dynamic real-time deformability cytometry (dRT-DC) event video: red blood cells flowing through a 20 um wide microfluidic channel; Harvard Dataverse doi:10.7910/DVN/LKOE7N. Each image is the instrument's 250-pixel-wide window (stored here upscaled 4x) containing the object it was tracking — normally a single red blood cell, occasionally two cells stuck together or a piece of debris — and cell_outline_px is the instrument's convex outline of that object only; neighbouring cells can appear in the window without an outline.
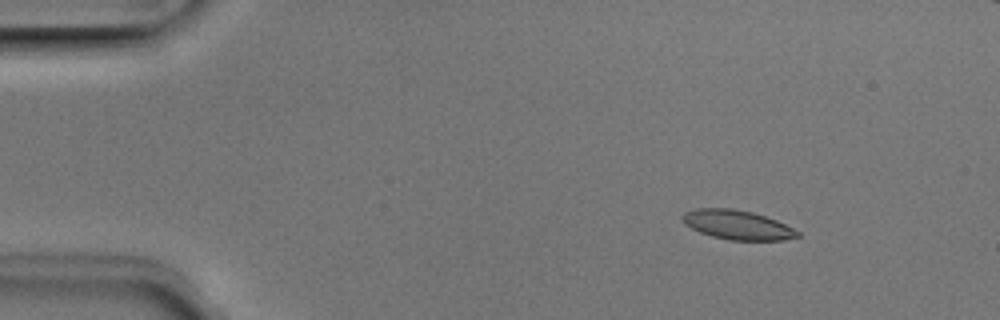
{"species": "Egyptian fruit bat (a non-hibernating species)", "species_latin": "Rousettus aegyptiacus", "temperature_condition": "room temperature", "stored_images_in_passage": 5, "camera_frame_rate_fps": 3000, "um_per_image_px": 0.085, "animal": {"sex": "male"}, "frame": {"image": 1, "passage_image": 2, "time_ms": 0.333, "image_size_px": [1000, 320], "cell_outline_px": [[800, 236], [784, 240], [728, 240], [712, 236], [700, 232], [684, 224], [680, 220], [680, 216], [684, 212], [696, 208], [732, 208], [752, 212], [776, 220], [800, 232]], "centroid_in_image_um": [62.62, 19.11], "position_along_channel_um": 22.4, "area_um2": 19.71}}
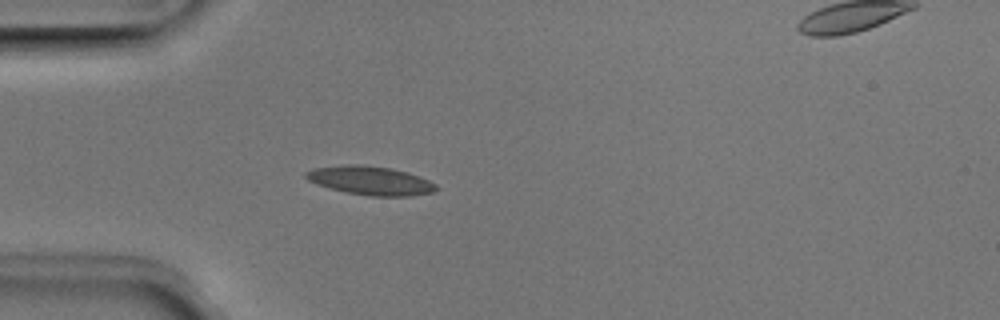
{"frame": {"image": 2, "passage_image": 4, "time_ms": 1.0, "image_size_px": [1000, 320], "cell_outline_px": [[436, 188], [432, 192], [412, 196], [368, 196], [344, 192], [328, 188], [316, 184], [308, 180], [304, 176], [304, 172], [316, 168], [344, 164], [364, 164], [392, 168], [408, 172], [428, 180], [436, 184]], "centroid_in_image_um": [31.45, 15.34], "position_along_channel_um": 53.6, "area_um2": 22.02}}